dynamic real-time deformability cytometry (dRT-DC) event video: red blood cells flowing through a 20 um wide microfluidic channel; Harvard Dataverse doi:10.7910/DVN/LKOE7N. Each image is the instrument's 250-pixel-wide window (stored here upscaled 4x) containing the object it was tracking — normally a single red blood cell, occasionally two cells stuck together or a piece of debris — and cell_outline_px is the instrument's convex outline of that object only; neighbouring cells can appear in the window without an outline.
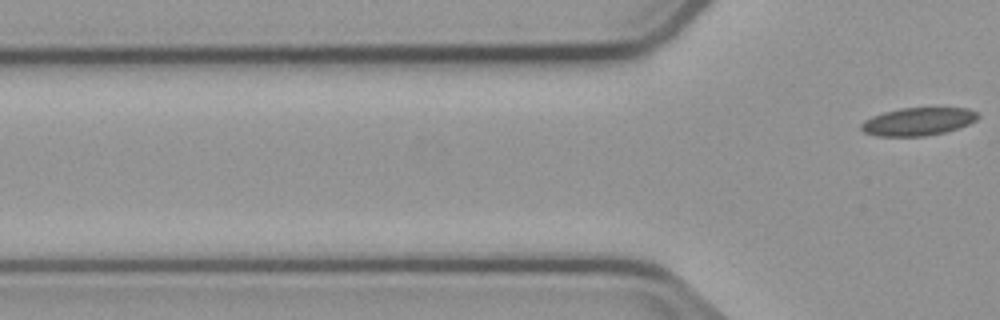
{"species": "common noctule bat (a hibernating species)", "species_latin": "Nyctalus noctula", "temperature_condition": "cold", "stored_images_in_passage": 2, "camera_frame_rate_fps": 3000, "um_per_image_px": 0.085, "animal": {"sex": "male", "body_mass_g": 23.1, "forearm_length_mm": 52.7}, "frame": {"image": 1, "passage_image": 2, "time_ms": 2.0, "image_size_px": [1000, 320], "cell_outline_px": [[980, 116], [976, 120], [968, 124], [944, 132], [924, 136], [876, 136], [864, 132], [860, 128], [860, 124], [864, 120], [872, 116], [884, 112], [900, 108], [968, 108], [976, 112]], "centroid_in_image_um": [78.0, 10.33], "position_along_channel_um": 47.8, "area_um2": 18.9}}